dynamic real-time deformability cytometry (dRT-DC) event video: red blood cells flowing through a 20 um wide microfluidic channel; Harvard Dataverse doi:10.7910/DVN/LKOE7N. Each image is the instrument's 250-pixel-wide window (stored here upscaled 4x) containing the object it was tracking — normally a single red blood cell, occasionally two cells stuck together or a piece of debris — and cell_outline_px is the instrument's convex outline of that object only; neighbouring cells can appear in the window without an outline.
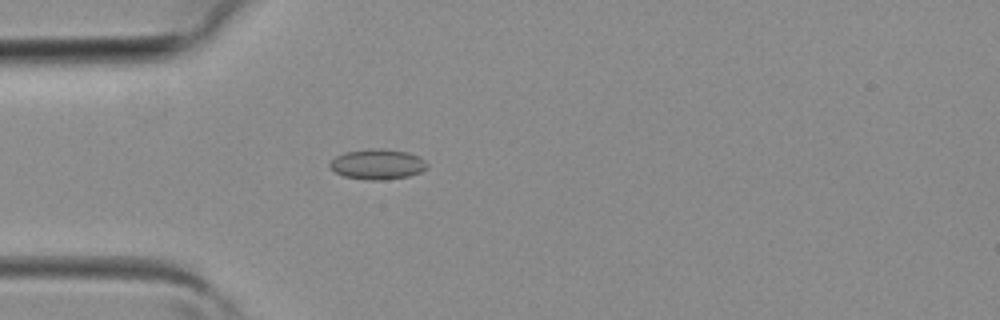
{"species": "common noctule bat (a hibernating species)", "species_latin": "Nyctalus noctula", "temperature_condition": "room temperature", "stored_images_in_passage": 5, "camera_frame_rate_fps": 3000, "um_per_image_px": 0.085, "animal": {"sex": "female", "body_mass_g": 19.3, "forearm_length_mm": 54.1}, "frame": {"image": 1, "passage_image": 5, "time_ms": 1.333, "image_size_px": [1000, 320], "cell_outline_px": [[428, 168], [420, 172], [408, 176], [384, 180], [368, 180], [344, 176], [336, 172], [328, 164], [336, 156], [344, 152], [376, 148], [380, 148], [408, 152], [420, 156], [428, 164]], "centroid_in_image_um": [32.12, 13.95], "position_along_channel_um": 52.9, "area_um2": 17.17}}